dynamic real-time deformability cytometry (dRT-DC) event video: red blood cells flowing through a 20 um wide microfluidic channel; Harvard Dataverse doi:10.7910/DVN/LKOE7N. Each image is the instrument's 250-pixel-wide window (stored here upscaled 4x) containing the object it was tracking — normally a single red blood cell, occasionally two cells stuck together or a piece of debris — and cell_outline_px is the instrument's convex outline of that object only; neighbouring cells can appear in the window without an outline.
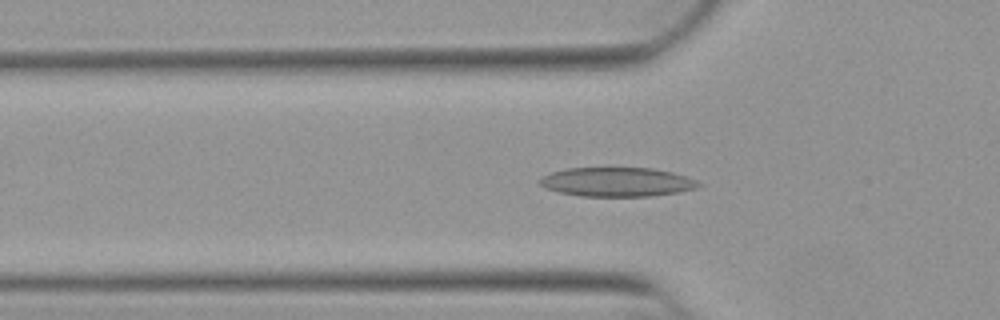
{"species": "Egyptian fruit bat (a non-hibernating species)", "species_latin": "Rousettus aegyptiacus", "temperature_condition": "warm", "stored_images_in_passage": 37, "camera_frame_rate_fps": 3000, "um_per_image_px": 0.085, "animal": {"sex": "female"}, "frame": {"image": 1, "passage_image": 9, "time_ms": 2.667, "image_size_px": [1000, 320], "cell_outline_px": [[704, 184], [696, 188], [676, 192], [652, 196], [580, 196], [560, 192], [544, 188], [540, 184], [540, 180], [544, 176], [552, 172], [564, 168], [608, 164], [652, 168], [672, 172], [696, 180]], "centroid_in_image_um": [52.41, 15.41], "position_along_channel_um": 73.4, "area_um2": 28.09}}
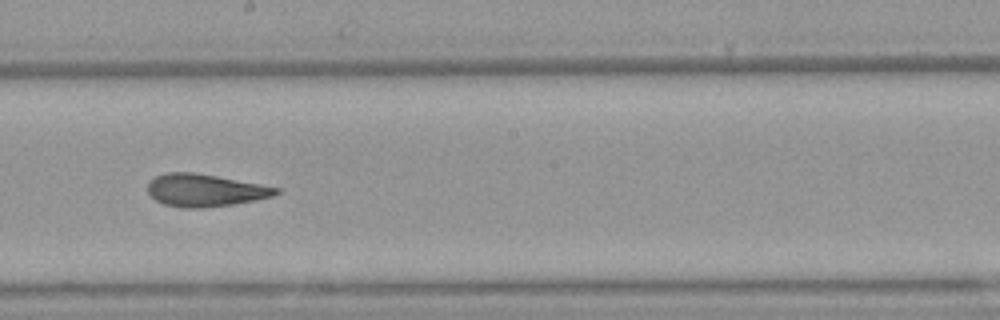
{"frame": {"image": 2, "passage_image": 21, "time_ms": 6.667, "image_size_px": [1000, 320], "cell_outline_px": [[280, 192], [272, 196], [256, 200], [232, 204], [200, 208], [184, 208], [164, 204], [156, 200], [148, 192], [148, 184], [156, 176], [168, 172], [192, 172], [216, 176], [260, 184], [280, 188]], "centroid_in_image_um": [17.43, 16.17], "position_along_channel_um": 230.8, "area_um2": 23.99}}
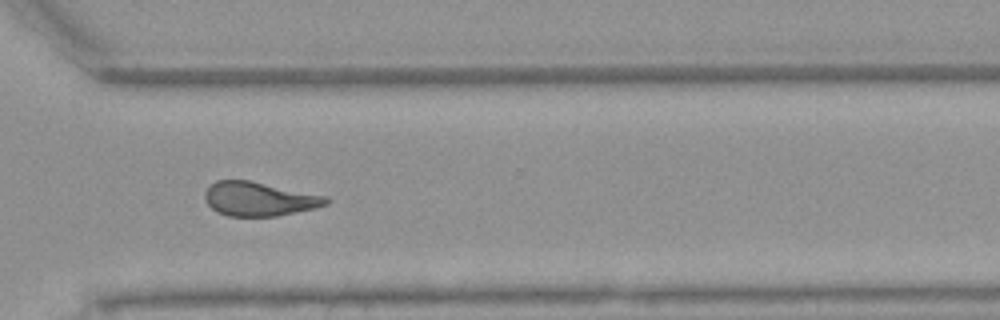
{"frame": {"image": 3, "passage_image": 30, "time_ms": 9.667, "image_size_px": [1000, 320], "cell_outline_px": [[332, 200], [328, 204], [316, 208], [276, 216], [228, 216], [216, 212], [204, 200], [204, 192], [216, 180], [248, 180], [328, 196]], "centroid_in_image_um": [22.05, 16.91], "position_along_channel_um": 348.6, "area_um2": 24.16}, "authors_computed_cell_mechanics": {"area_um2": 24.3916, "velocity_mm_per_s": 3.915, "shape_relaxation_time_tau1_ms": null, "shape_relaxation_time_tau2_ms": 3.0537, "deformation_change_tau1": null, "deformation_change_tau2": 0.1241}}